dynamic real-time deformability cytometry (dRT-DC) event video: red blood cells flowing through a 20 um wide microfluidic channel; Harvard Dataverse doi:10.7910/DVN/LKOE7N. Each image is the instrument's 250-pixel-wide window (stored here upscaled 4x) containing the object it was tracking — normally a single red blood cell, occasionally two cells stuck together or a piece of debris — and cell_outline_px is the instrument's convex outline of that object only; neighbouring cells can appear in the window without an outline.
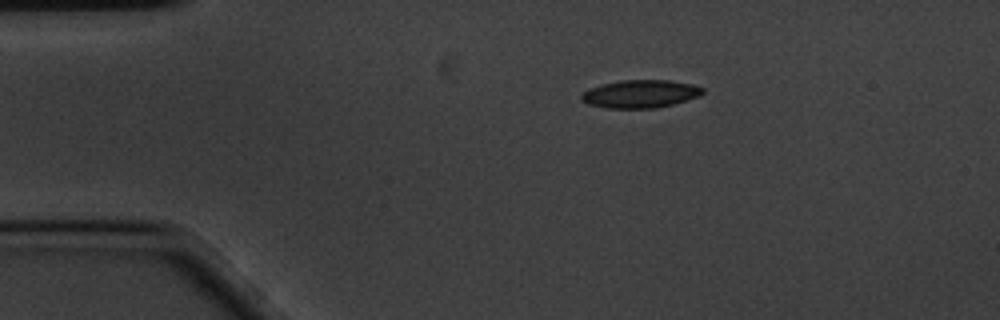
{"species": "common noctule bat (a hibernating species)", "species_latin": "Nyctalus noctula", "temperature_condition": "cold", "stored_images_in_passage": 48, "camera_frame_rate_fps": 3000, "um_per_image_px": 0.085, "animal": {"sex": "male", "body_mass_g": 20.1, "forearm_length_mm": 53.5}, "frame": {"image": 1, "passage_image": 1, "time_ms": 0.0, "image_size_px": [1000, 320], "cell_outline_px": [[704, 92], [700, 96], [672, 104], [656, 108], [604, 108], [588, 104], [580, 100], [580, 96], [584, 92], [600, 84], [620, 80], [668, 80], [692, 84], [704, 88]], "centroid_in_image_um": [54.42, 7.98], "position_along_channel_um": 30.6, "area_um2": 19.77}}
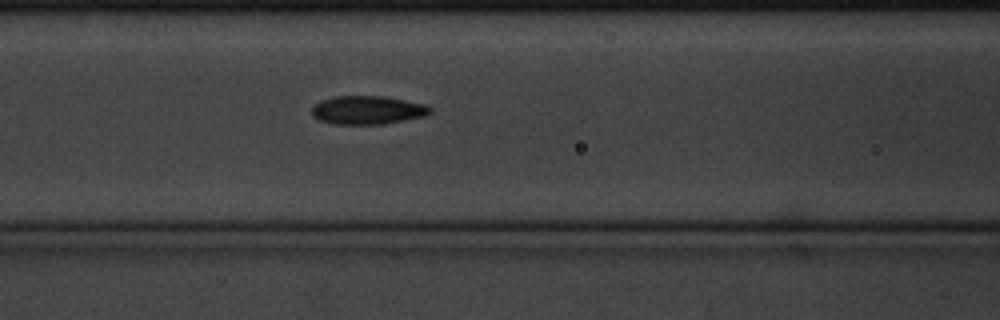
{"frame": {"image": 2, "passage_image": 14, "time_ms": 4.333, "image_size_px": [1000, 320], "cell_outline_px": [[432, 112], [424, 116], [384, 124], [332, 124], [320, 120], [312, 116], [312, 108], [320, 100], [332, 96], [384, 96], [424, 104], [432, 108]], "centroid_in_image_um": [31.22, 9.35], "position_along_channel_um": 135.4, "area_um2": 19.65}}
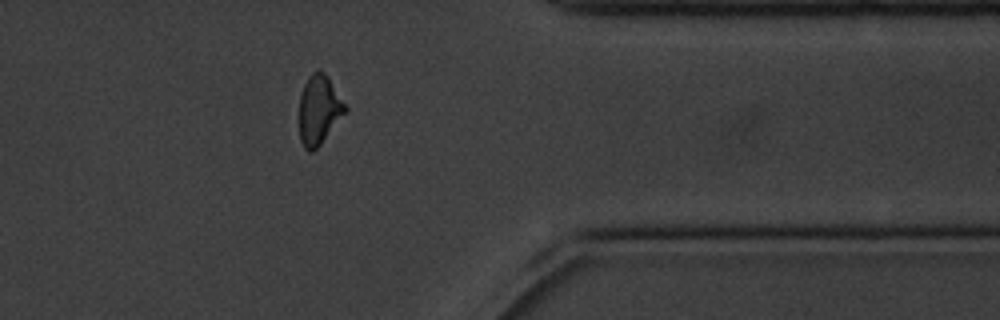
{"frame": {"image": 3, "passage_image": 37, "time_ms": 12.0, "image_size_px": [1000, 320], "cell_outline_px": [[348, 108], [320, 144], [312, 152], [308, 152], [304, 148], [300, 140], [300, 96], [304, 84], [308, 76], [316, 68], [320, 68], [328, 76]], "centroid_in_image_um": [27.1, 9.29], "position_along_channel_um": 384.3, "area_um2": 18.44}, "authors_computed_cell_mechanics": {"area_um2": 19.1896, "velocity_mm_per_s": 3.4321, "shape_relaxation_time_tau1_ms": 5.0435, "shape_relaxation_time_tau2_ms": 3.4166, "deformation_change_tau1": 0.1193, "deformation_change_tau2": 0.0949}}